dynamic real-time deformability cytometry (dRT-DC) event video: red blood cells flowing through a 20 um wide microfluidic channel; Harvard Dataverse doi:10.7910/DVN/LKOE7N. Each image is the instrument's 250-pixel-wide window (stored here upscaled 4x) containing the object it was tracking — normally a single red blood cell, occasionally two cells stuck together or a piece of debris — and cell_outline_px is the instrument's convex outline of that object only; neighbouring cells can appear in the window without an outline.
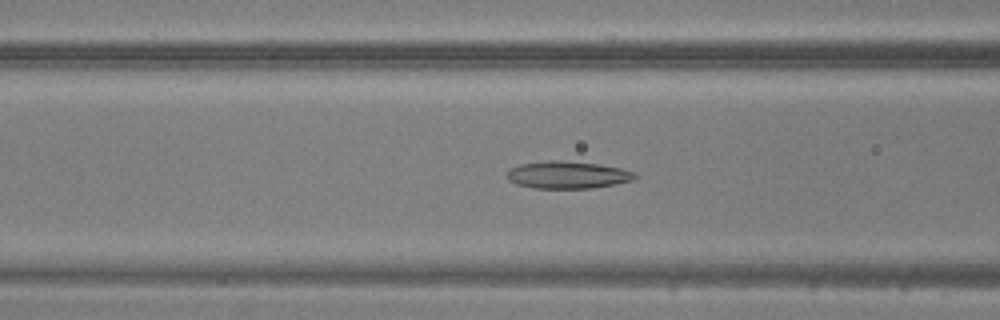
{"species": "common noctule bat (a hibernating species)", "species_latin": "Nyctalus noctula", "temperature_condition": "warm", "stored_images_in_passage": 39, "camera_frame_rate_fps": 3000, "um_per_image_px": 0.085, "animal": {"sex": "male", "body_mass_g": 20.5, "forearm_length_mm": 52.5}, "frame": {"image": 1, "passage_image": 15, "time_ms": 4.667, "image_size_px": [1000, 320], "cell_outline_px": [[636, 176], [632, 180], [592, 188], [532, 188], [516, 184], [508, 180], [508, 172], [512, 168], [520, 164], [552, 160], [560, 160], [600, 164], [620, 168], [636, 172]], "centroid_in_image_um": [48.24, 14.86], "position_along_channel_um": 118.4, "area_um2": 20.17}}
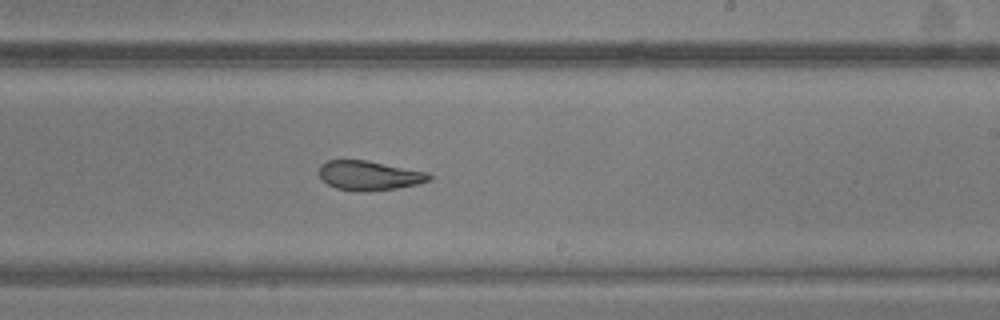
{"frame": {"image": 2, "passage_image": 25, "time_ms": 8.0, "image_size_px": [1000, 320], "cell_outline_px": [[432, 180], [416, 184], [396, 188], [336, 188], [328, 184], [320, 176], [320, 164], [328, 160], [368, 160], [428, 172], [432, 176]], "centroid_in_image_um": [31.43, 14.85], "position_along_channel_um": 257.6, "area_um2": 17.98}}
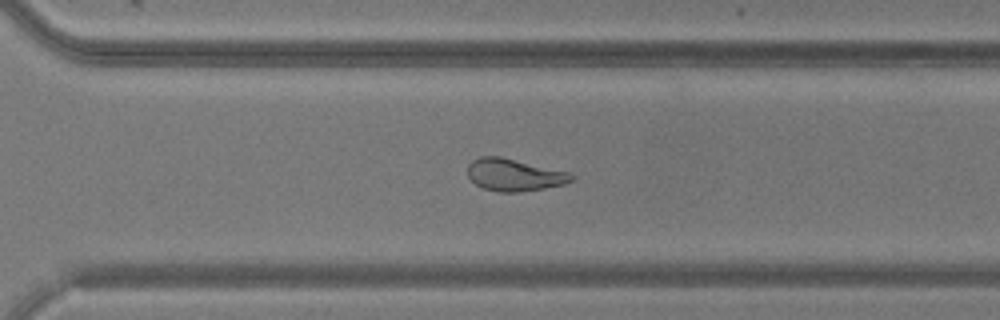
{"frame": {"image": 3, "passage_image": 30, "time_ms": 9.667, "image_size_px": [1000, 320], "cell_outline_px": [[576, 180], [564, 184], [544, 188], [520, 192], [496, 192], [484, 188], [476, 184], [468, 176], [468, 164], [472, 160], [480, 156], [500, 156], [568, 172], [576, 176]], "centroid_in_image_um": [43.72, 14.87], "position_along_channel_um": 326.9, "area_um2": 19.54}}